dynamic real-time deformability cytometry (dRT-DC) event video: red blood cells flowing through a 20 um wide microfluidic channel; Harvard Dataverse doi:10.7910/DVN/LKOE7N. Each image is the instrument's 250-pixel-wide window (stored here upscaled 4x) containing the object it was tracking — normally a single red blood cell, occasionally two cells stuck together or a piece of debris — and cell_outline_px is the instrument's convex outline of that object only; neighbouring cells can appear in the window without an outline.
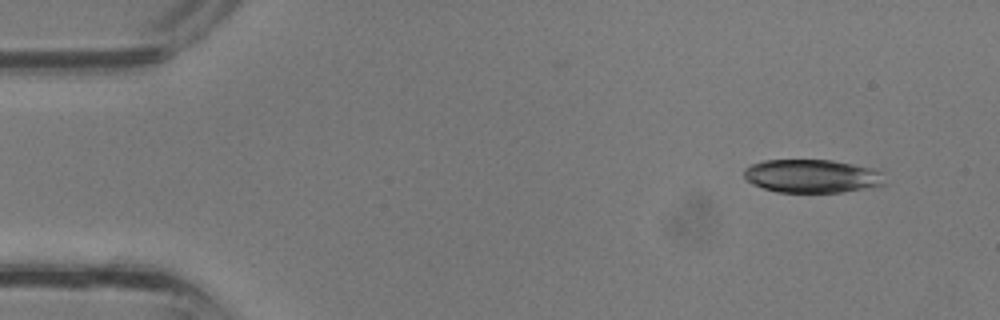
{"species": "common noctule bat (a hibernating species)", "species_latin": "Nyctalus noctula", "temperature_condition": "room temperature", "stored_images_in_passage": 34, "camera_frame_rate_fps": 3000, "um_per_image_px": 0.085, "animal": {"sex": "male", "body_mass_g": 13.3}, "frame": {"image": 1, "passage_image": 2, "time_ms": 0.333, "image_size_px": [1000, 320], "cell_outline_px": [[884, 184], [872, 188], [844, 192], [776, 192], [752, 184], [744, 176], [744, 168], [752, 164], [764, 160], [832, 160], [852, 164], [868, 168], [880, 172]], "centroid_in_image_um": [68.98, 14.97], "position_along_channel_um": 16.0, "area_um2": 27.17}}